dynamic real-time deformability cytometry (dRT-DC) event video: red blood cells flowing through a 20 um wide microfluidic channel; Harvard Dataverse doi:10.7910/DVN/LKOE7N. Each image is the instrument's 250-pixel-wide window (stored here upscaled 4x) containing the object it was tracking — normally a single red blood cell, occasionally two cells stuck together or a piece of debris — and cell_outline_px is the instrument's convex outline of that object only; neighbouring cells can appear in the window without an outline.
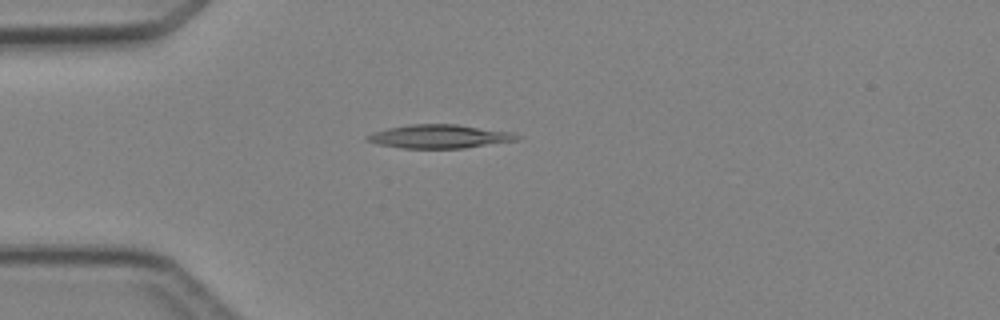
{"species": "Egyptian fruit bat (a non-hibernating species)", "species_latin": "Rousettus aegyptiacus", "temperature_condition": "cold", "stored_images_in_passage": 4, "camera_frame_rate_fps": 3000, "um_per_image_px": 0.085, "animal": {"sex": "female"}, "frame": {"image": 1, "passage_image": 4, "time_ms": 3.333, "image_size_px": [1000, 320], "cell_outline_px": [[524, 136], [520, 140], [464, 148], [400, 148], [380, 144], [368, 140], [364, 136], [388, 128], [408, 124], [456, 124], [512, 132]], "centroid_in_image_um": [37.44, 11.59], "position_along_channel_um": 47.6, "area_um2": 20.58}}